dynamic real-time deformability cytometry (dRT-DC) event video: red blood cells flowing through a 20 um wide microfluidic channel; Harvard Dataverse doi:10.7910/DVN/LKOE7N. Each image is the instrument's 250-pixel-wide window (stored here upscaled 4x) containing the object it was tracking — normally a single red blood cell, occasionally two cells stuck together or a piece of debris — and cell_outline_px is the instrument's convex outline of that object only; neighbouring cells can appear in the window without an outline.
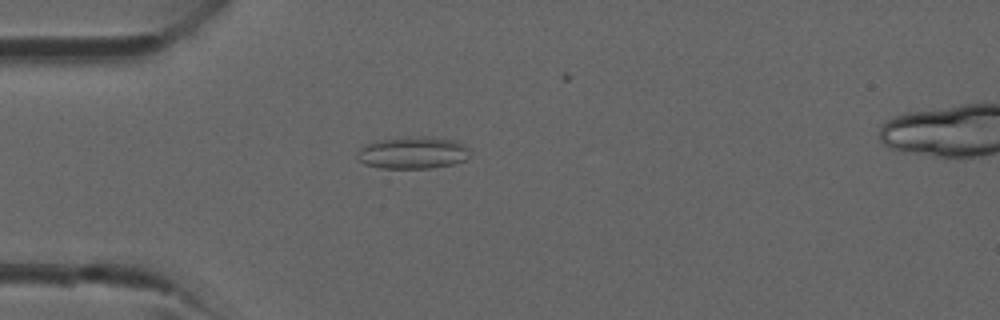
{"species": "common noctule bat (a hibernating species)", "species_latin": "Nyctalus noctula", "temperature_condition": "room temperature", "stored_images_in_passage": 22, "camera_frame_rate_fps": 3000, "um_per_image_px": 0.085, "animal": {"sex": "male", "forearm_length_mm": 52.5}, "frame": {"image": 1, "passage_image": 2, "time_ms": 0.333, "image_size_px": [1000, 320], "cell_outline_px": [[472, 152], [464, 160], [452, 164], [432, 168], [380, 168], [364, 164], [356, 160], [356, 156], [360, 148], [364, 144], [372, 140], [408, 136], [428, 136], [452, 140], [464, 144], [472, 148]], "centroid_in_image_um": [35.06, 12.96], "position_along_channel_um": 49.9, "area_um2": 21.68}}
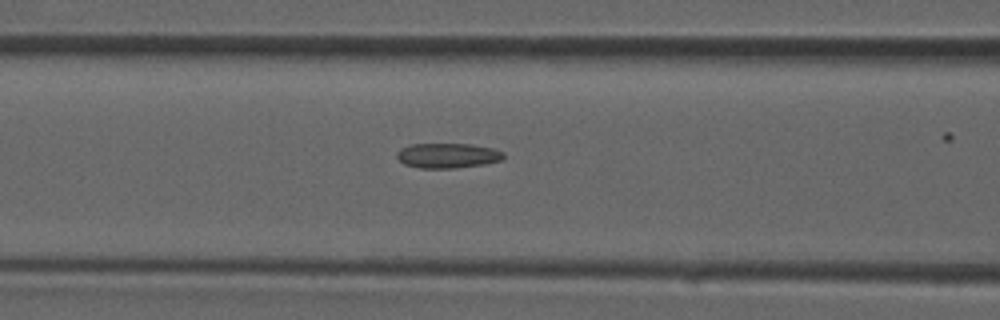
{"frame": {"image": 2, "passage_image": 7, "time_ms": 2.0, "image_size_px": [1000, 320], "cell_outline_px": [[504, 156], [500, 160], [484, 164], [456, 168], [420, 168], [404, 164], [396, 156], [396, 152], [400, 148], [408, 144], [472, 144], [492, 148], [504, 152]], "centroid_in_image_um": [38.02, 13.22], "position_along_channel_um": 128.6, "area_um2": 15.55}}
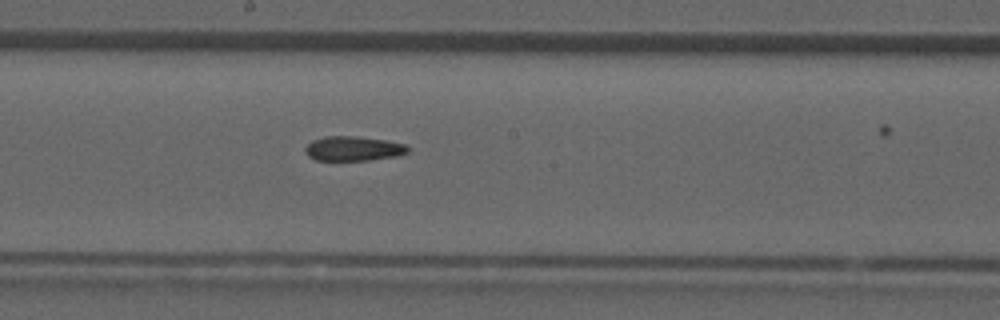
{"frame": {"image": 3, "passage_image": 12, "time_ms": 3.667, "image_size_px": [1000, 320], "cell_outline_px": [[408, 152], [396, 156], [368, 160], [316, 160], [308, 156], [304, 148], [312, 140], [324, 136], [356, 136], [388, 140], [404, 144], [408, 148]], "centroid_in_image_um": [30.01, 12.62], "position_along_channel_um": 218.2, "area_um2": 14.68}}